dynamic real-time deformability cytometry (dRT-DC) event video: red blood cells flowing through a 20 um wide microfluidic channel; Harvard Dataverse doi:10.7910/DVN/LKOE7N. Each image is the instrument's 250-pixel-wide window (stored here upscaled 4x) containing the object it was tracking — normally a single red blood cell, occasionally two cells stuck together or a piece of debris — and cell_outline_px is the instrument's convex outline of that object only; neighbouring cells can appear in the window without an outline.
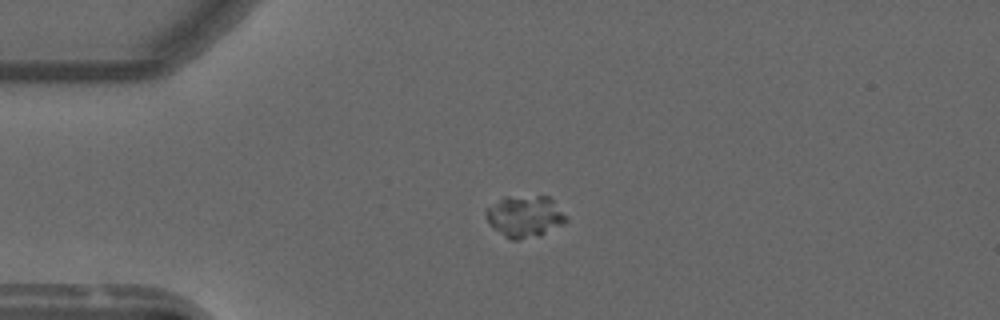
{"species": "common noctule bat (a hibernating species)", "species_latin": "Nyctalus noctula", "temperature_condition": "warm", "stored_images_in_passage": 5, "camera_frame_rate_fps": 3000, "um_per_image_px": 0.085, "animal": {"sex": "male", "forearm_length_mm": 52.5}, "frame": {"image": 1, "passage_image": 1, "time_ms": 0.0, "image_size_px": [1000, 320], "cell_outline_px": [[568, 220], [564, 224], [540, 236], [516, 240], [512, 240], [492, 228], [484, 216], [484, 212], [488, 208], [504, 196], [548, 196], [568, 216]], "centroid_in_image_um": [44.62, 18.4], "position_along_channel_um": 40.4, "area_um2": 19.65}}